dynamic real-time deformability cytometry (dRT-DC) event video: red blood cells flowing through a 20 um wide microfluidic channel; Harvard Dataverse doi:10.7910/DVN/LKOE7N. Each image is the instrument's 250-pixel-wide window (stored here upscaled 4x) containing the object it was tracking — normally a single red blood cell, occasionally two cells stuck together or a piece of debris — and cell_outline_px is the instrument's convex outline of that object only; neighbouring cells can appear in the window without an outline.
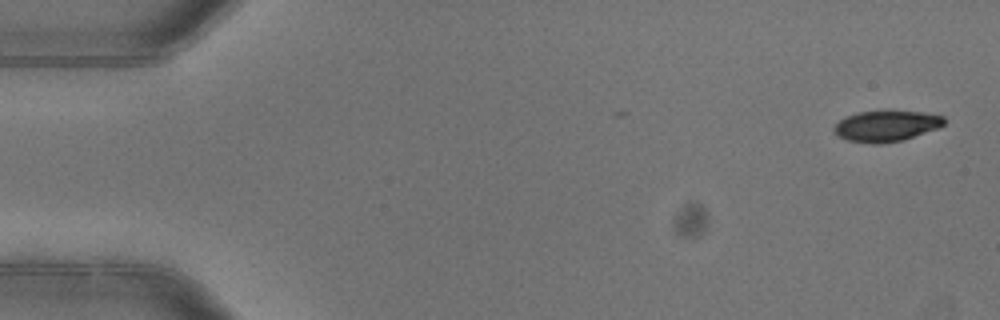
{"species": "common noctule bat (a hibernating species)", "species_latin": "Nyctalus noctula", "temperature_condition": "warm", "stored_images_in_passage": 5, "camera_frame_rate_fps": 3000, "um_per_image_px": 0.085, "animal": {"sex": "female"}, "frame": {"image": 1, "passage_image": 1, "time_ms": 0.0, "image_size_px": [1000, 320], "cell_outline_px": [[944, 124], [940, 128], [900, 140], [880, 144], [872, 144], [848, 140], [840, 136], [832, 128], [844, 116], [860, 112], [888, 108], [924, 112], [944, 116]], "centroid_in_image_um": [75.36, 10.66], "position_along_channel_um": 9.6, "area_um2": 20.35}}
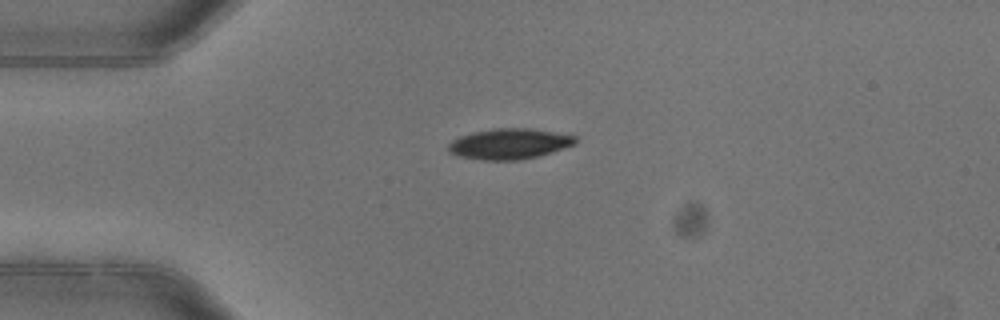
{"frame": {"image": 2, "passage_image": 4, "time_ms": 1.0, "image_size_px": [1000, 320], "cell_outline_px": [[576, 144], [536, 156], [520, 160], [480, 160], [460, 156], [448, 152], [448, 144], [452, 140], [460, 136], [472, 132], [496, 128], [524, 128], [552, 132], [576, 136]], "centroid_in_image_um": [43.24, 12.23], "position_along_channel_um": 41.8, "area_um2": 22.37}}